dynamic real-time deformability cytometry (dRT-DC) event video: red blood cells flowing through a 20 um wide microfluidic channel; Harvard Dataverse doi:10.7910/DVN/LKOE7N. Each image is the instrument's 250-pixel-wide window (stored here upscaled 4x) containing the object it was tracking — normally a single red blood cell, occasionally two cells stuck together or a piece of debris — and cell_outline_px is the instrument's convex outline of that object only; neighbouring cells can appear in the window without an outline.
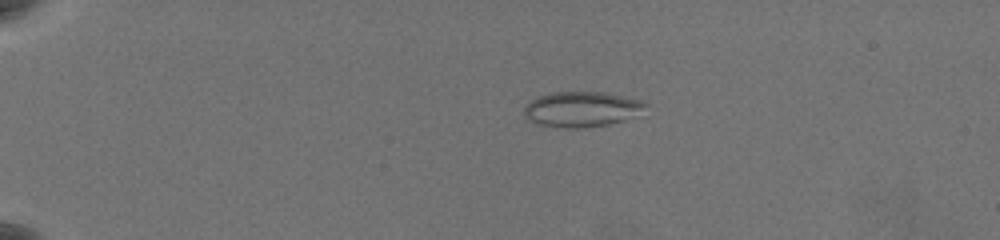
{"species": "common noctule bat (a hibernating species)", "species_latin": "Nyctalus noctula", "temperature_condition": "warm", "stored_images_in_passage": 50, "camera_frame_rate_fps": 3000, "um_per_image_px": 0.085, "animal": {"sex": "female", "body_mass_g": 19.5, "forearm_length_mm": 54.1}, "frame": {"image": 1, "passage_image": 4, "time_ms": 1.0, "image_size_px": [1000, 240], "cell_outline_px": [[648, 104], [624, 120], [608, 124], [584, 128], [560, 128], [536, 124], [528, 120], [524, 116], [524, 108], [536, 96], [552, 92], [604, 92], [640, 100]], "centroid_in_image_um": [49.34, 9.29], "position_along_channel_um": 35.7, "area_um2": 24.74}}
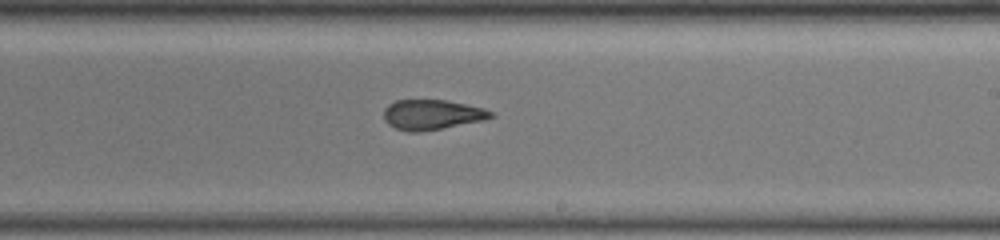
{"frame": {"image": 2, "passage_image": 29, "time_ms": 9.333, "image_size_px": [1000, 240], "cell_outline_px": [[496, 116], [484, 120], [420, 132], [408, 132], [396, 128], [388, 124], [384, 120], [384, 108], [388, 104], [396, 100], [448, 100], [484, 108], [492, 112]], "centroid_in_image_um": [36.71, 9.74], "position_along_channel_um": 252.3, "area_um2": 18.79}}
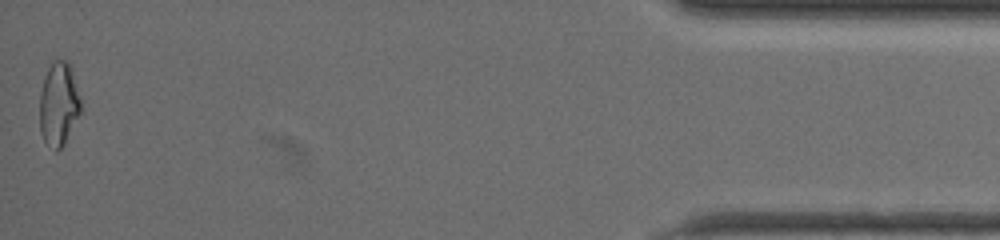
{"frame": {"image": 3, "passage_image": 50, "time_ms": 16.333, "image_size_px": [1000, 240], "cell_outline_px": [[80, 112], [64, 144], [56, 152], [44, 140], [40, 132], [40, 92], [44, 76], [52, 60], [68, 60], [72, 68], [80, 100]], "centroid_in_image_um": [4.97, 8.81], "position_along_channel_um": 430.2, "area_um2": 19.94}, "authors_computed_cell_mechanics": {"area_um2": 19.652, "velocity_mm_per_s": 3.6093, "shape_relaxation_time_tau1_ms": null, "shape_relaxation_time_tau2_ms": 1.6717, "deformation_change_tau1": null, "deformation_change_tau2": 0.0759}}